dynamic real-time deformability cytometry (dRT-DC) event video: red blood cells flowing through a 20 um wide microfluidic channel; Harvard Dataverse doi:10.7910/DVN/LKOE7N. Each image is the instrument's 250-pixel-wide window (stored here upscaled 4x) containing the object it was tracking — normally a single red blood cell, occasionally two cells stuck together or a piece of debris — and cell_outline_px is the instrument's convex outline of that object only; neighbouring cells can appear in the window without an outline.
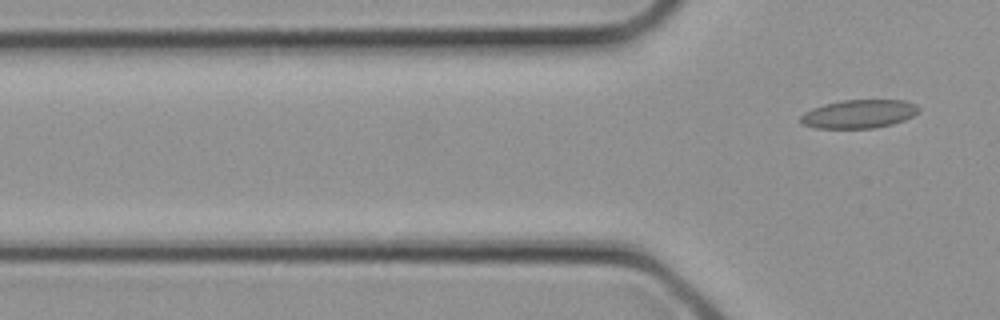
{"species": "common noctule bat (a hibernating species)", "species_latin": "Nyctalus noctula", "temperature_condition": "cold", "stored_images_in_passage": 3, "camera_frame_rate_fps": 3000, "um_per_image_px": 0.085, "animal": {"sex": "female", "body_mass_g": 21.9}, "frame": {"image": 1, "passage_image": 3, "time_ms": 0.667, "image_size_px": [1000, 320], "cell_outline_px": [[920, 112], [904, 120], [892, 124], [872, 128], [816, 128], [804, 124], [800, 120], [800, 116], [804, 112], [812, 108], [824, 104], [844, 100], [904, 100], [916, 104], [920, 108]], "centroid_in_image_um": [73.03, 9.68], "position_along_channel_um": 52.8, "area_um2": 19.59}}